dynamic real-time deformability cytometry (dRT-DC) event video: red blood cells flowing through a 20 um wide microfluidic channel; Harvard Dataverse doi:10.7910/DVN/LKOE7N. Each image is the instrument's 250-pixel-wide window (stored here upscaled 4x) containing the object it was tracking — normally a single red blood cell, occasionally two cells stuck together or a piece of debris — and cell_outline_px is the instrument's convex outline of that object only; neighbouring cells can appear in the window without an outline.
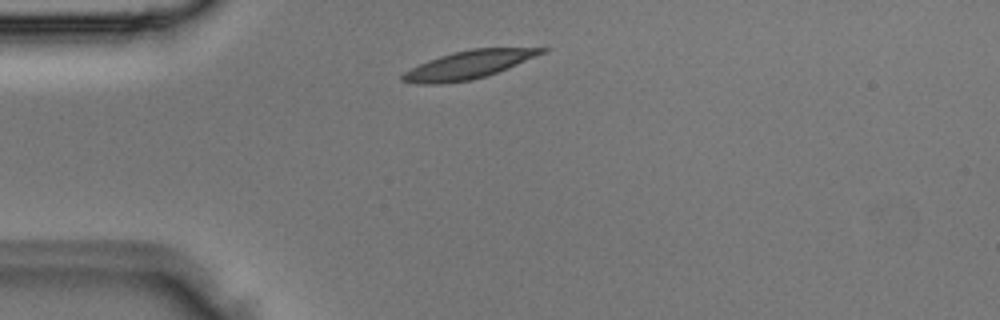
{"species": "Egyptian fruit bat (a non-hibernating species)", "species_latin": "Rousettus aegyptiacus", "temperature_condition": "room temperature", "stored_images_in_passage": 1, "camera_frame_rate_fps": 3000, "um_per_image_px": 0.085, "animal": {"sex": "male"}, "frame": {"image": 1, "passage_image": 1, "time_ms": 0.0, "image_size_px": [1000, 320], "cell_outline_px": [[548, 48], [544, 52], [508, 68], [472, 80], [440, 84], [416, 84], [400, 80], [400, 76], [404, 72], [428, 60], [452, 52], [472, 48]], "centroid_in_image_um": [39.75, 5.52], "position_along_channel_um": 45.3, "area_um2": 22.43}}